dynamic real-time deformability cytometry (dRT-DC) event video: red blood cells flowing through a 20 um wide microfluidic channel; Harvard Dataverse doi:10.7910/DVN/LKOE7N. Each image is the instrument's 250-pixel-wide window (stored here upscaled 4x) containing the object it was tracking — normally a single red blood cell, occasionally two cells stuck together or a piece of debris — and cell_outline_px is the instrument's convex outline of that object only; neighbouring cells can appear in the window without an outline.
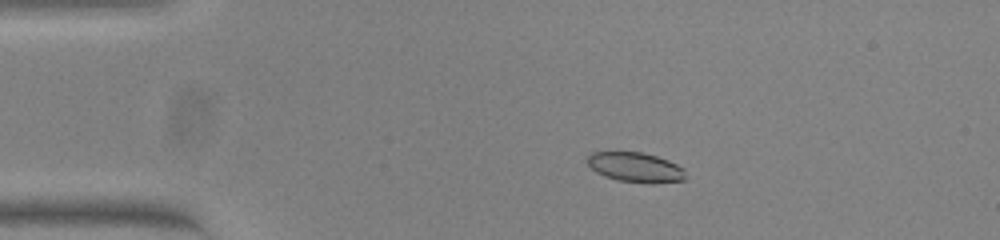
{"species": "common noctule bat (a hibernating species)", "species_latin": "Nyctalus noctula", "temperature_condition": "warm", "stored_images_in_passage": 44, "camera_frame_rate_fps": 3000, "um_per_image_px": 0.085, "animal": {"sex": "female", "body_mass_g": 23.0, "forearm_length_mm": 53.4}, "frame": {"image": 1, "passage_image": 1, "time_ms": 0.0, "image_size_px": [1000, 240], "cell_outline_px": [[684, 180], [652, 184], [620, 180], [604, 176], [596, 172], [588, 164], [588, 156], [592, 152], [640, 152], [656, 156], [668, 160], [684, 168]], "centroid_in_image_um": [54.03, 14.22], "position_along_channel_um": 31.0, "area_um2": 16.88}}
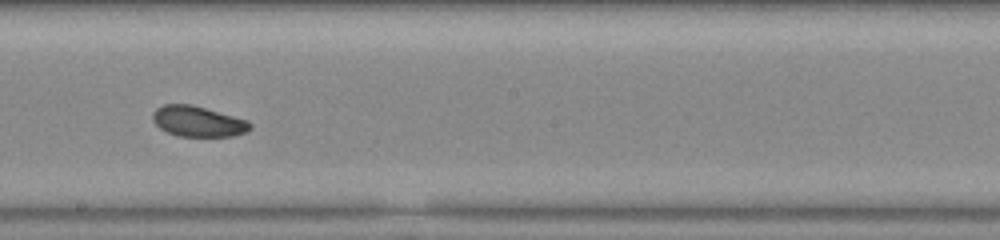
{"frame": {"image": 2, "passage_image": 21, "time_ms": 6.667, "image_size_px": [1000, 240], "cell_outline_px": [[252, 128], [244, 132], [232, 136], [176, 136], [160, 128], [152, 120], [152, 112], [156, 108], [164, 104], [192, 104], [248, 120], [252, 124]], "centroid_in_image_um": [16.81, 10.31], "position_along_channel_um": 231.4, "area_um2": 17.4}}
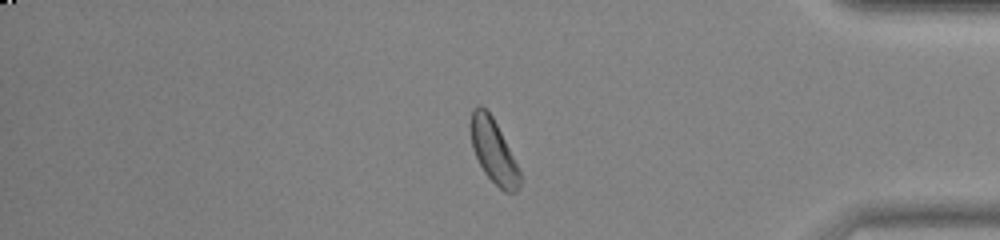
{"frame": {"image": 3, "passage_image": 36, "time_ms": 11.667, "image_size_px": [1000, 240], "cell_outline_px": [[520, 184], [516, 192], [504, 192], [484, 172], [472, 148], [468, 124], [472, 108], [476, 104], [480, 104], [492, 116], [520, 172]], "centroid_in_image_um": [41.88, 12.79], "position_along_channel_um": 393.3, "area_um2": 18.09}, "authors_computed_cell_mechanics": {"area_um2": 17.9469, "velocity_mm_per_s": 3.802, "shape_relaxation_time_tau1_ms": 2.1708, "shape_relaxation_time_tau2_ms": 5.6706, "deformation_change_tau1": 0.088, "deformation_change_tau2": 0.0979}}